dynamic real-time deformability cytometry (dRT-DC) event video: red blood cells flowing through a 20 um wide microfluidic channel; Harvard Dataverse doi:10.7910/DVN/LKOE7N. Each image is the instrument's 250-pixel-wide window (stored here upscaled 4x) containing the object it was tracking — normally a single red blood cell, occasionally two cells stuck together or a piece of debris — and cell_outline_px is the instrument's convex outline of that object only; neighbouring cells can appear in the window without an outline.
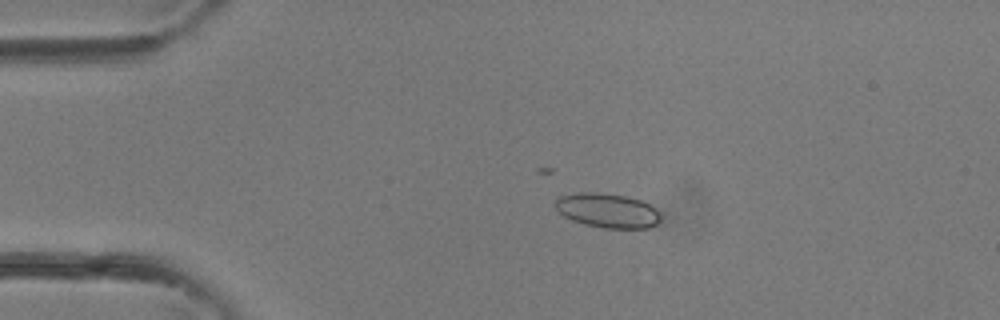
{"species": "common noctule bat (a hibernating species)", "species_latin": "Nyctalus noctula", "temperature_condition": "room temperature", "stored_images_in_passage": 31, "camera_frame_rate_fps": 3000, "um_per_image_px": 0.085, "animal": {"sex": "female"}, "frame": {"image": 1, "passage_image": 2, "time_ms": 0.333, "image_size_px": [1000, 320], "cell_outline_px": [[660, 220], [656, 224], [648, 228], [604, 228], [584, 224], [572, 220], [564, 216], [556, 208], [556, 200], [560, 196], [576, 192], [596, 192], [624, 196], [640, 200], [648, 204], [660, 216]], "centroid_in_image_um": [51.6, 17.89], "position_along_channel_um": 33.4, "area_um2": 20.81}}
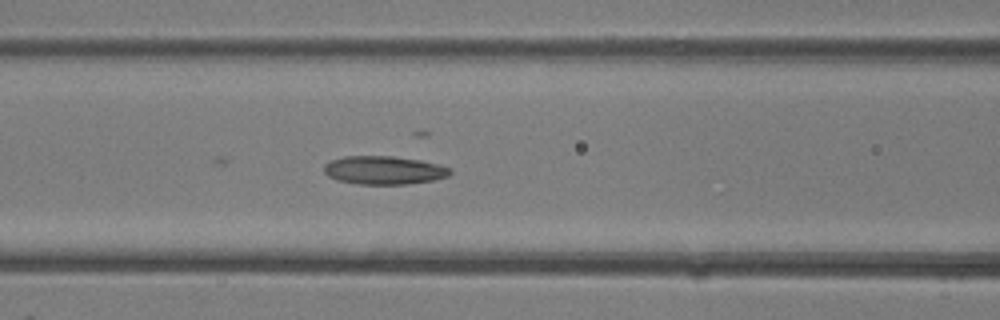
{"frame": {"image": 2, "passage_image": 10, "time_ms": 3.0, "image_size_px": [1000, 320], "cell_outline_px": [[452, 172], [448, 176], [432, 180], [408, 184], [360, 184], [336, 180], [328, 176], [324, 172], [324, 164], [332, 160], [344, 156], [392, 156], [420, 160], [440, 164], [452, 168]], "centroid_in_image_um": [32.65, 14.46], "position_along_channel_um": 134.0, "area_um2": 20.92}}
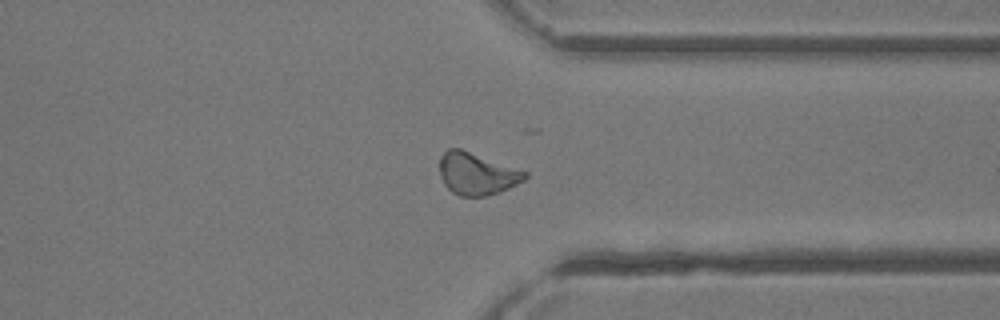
{"frame": {"image": 3, "passage_image": 23, "time_ms": 7.333, "image_size_px": [1000, 320], "cell_outline_px": [[528, 176], [524, 180], [500, 192], [488, 196], [460, 196], [452, 192], [444, 184], [440, 176], [440, 156], [448, 148], [460, 148], [528, 172]], "centroid_in_image_um": [40.52, 14.77], "position_along_channel_um": 370.9, "area_um2": 20.92}}